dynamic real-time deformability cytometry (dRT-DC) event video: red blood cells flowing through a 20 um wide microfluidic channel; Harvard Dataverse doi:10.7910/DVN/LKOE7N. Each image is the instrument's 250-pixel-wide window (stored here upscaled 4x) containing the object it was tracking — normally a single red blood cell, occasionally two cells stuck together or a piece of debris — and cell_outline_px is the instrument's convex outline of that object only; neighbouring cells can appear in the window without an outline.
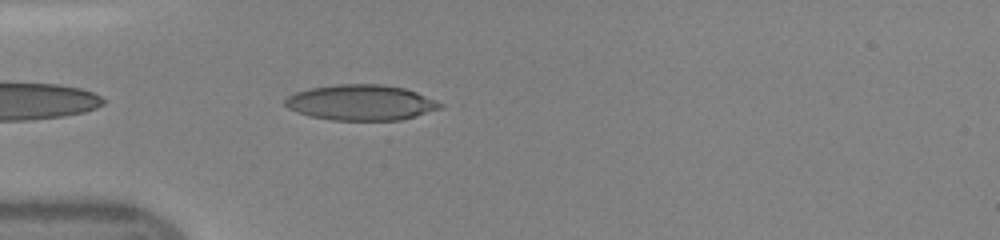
{"species": "human", "species_latin": "Homo sapiens", "temperature_condition": "room temperature", "stored_images_in_passage": 35, "camera_frame_rate_fps": 3000, "um_per_image_px": 0.085, "donor": {"sex": "female"}, "frame": {"image": 1, "passage_image": 2, "time_ms": 0.333, "image_size_px": [1000, 240], "cell_outline_px": [[444, 108], [416, 116], [400, 120], [332, 120], [308, 116], [296, 112], [288, 108], [284, 104], [284, 100], [288, 96], [296, 92], [312, 88], [336, 84], [384, 84], [404, 88], [416, 92], [436, 100], [444, 104]], "centroid_in_image_um": [30.7, 8.72], "position_along_channel_um": 54.3, "area_um2": 32.31}}
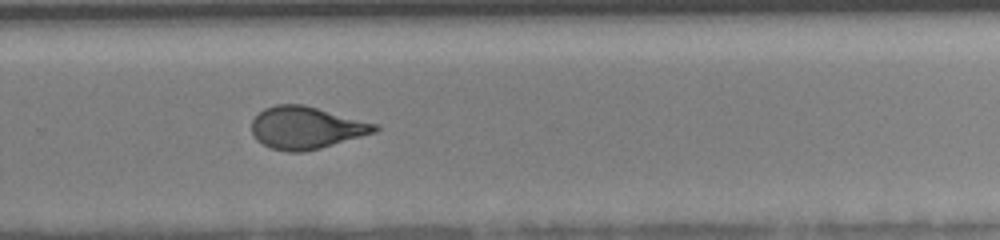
{"frame": {"image": 2, "passage_image": 20, "time_ms": 6.333, "image_size_px": [1000, 240], "cell_outline_px": [[380, 128], [376, 132], [320, 148], [304, 152], [288, 152], [272, 148], [256, 140], [252, 136], [252, 120], [264, 108], [276, 104], [304, 104], [380, 124]], "centroid_in_image_um": [26.04, 10.85], "position_along_channel_um": 303.8, "area_um2": 30.58}}
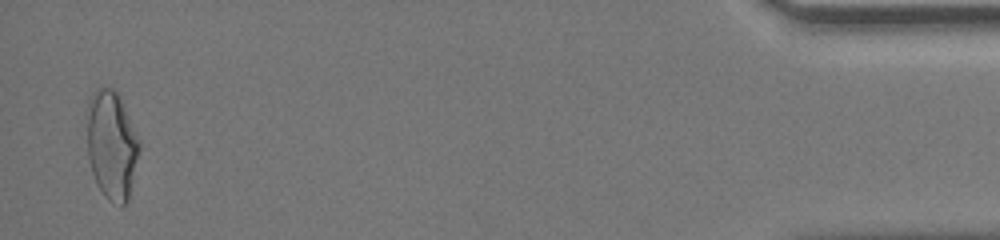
{"frame": {"image": 3, "passage_image": 34, "time_ms": 11.0, "image_size_px": [1000, 240], "cell_outline_px": [[140, 148], [128, 200], [124, 204], [120, 204], [108, 200], [104, 196], [96, 184], [92, 172], [88, 156], [88, 100], [92, 92], [96, 88], [112, 88], [120, 96], [140, 140]], "centroid_in_image_um": [9.5, 12.31], "position_along_channel_um": 425.7, "area_um2": 33.0}}